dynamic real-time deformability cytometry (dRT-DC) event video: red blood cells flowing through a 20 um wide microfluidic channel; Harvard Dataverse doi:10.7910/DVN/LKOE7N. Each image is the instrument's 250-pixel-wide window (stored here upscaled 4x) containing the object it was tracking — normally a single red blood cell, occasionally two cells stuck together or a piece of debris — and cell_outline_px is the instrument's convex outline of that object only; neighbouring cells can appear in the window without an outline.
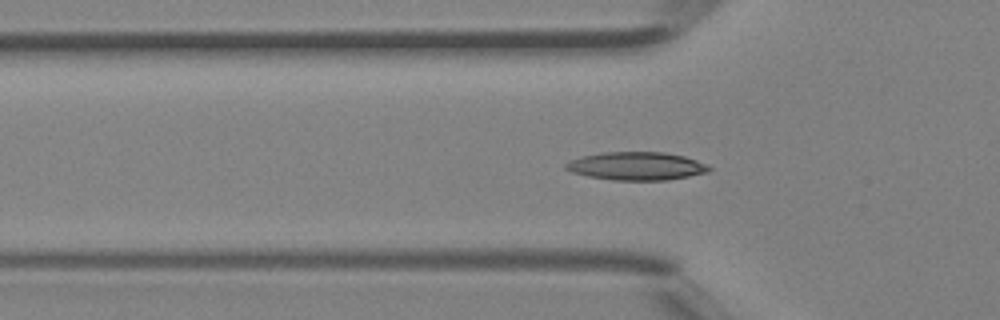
{"species": "Egyptian fruit bat (a non-hibernating species)", "species_latin": "Rousettus aegyptiacus", "temperature_condition": "room temperature", "stored_images_in_passage": 36, "segment_of_instrument_passage": [1, 2], "camera_frame_rate_fps": 3000, "um_per_image_px": 0.085, "animal": {"sex": "female"}, "frame": {"image": 1, "passage_image": 4, "time_ms": 1.0, "image_size_px": [1000, 320], "cell_outline_px": [[712, 168], [708, 172], [668, 180], [612, 180], [588, 176], [572, 172], [564, 168], [564, 164], [580, 156], [604, 152], [664, 152], [684, 156], [708, 164]], "centroid_in_image_um": [54.11, 14.11], "position_along_channel_um": 71.7, "area_um2": 23.52}}
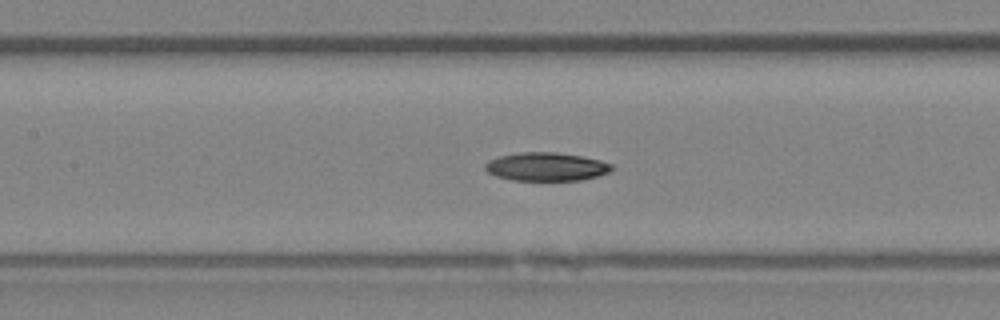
{"frame": {"image": 2, "passage_image": 10, "time_ms": 3.0, "image_size_px": [1000, 320], "cell_outline_px": [[612, 168], [608, 172], [596, 176], [580, 180], [512, 180], [496, 176], [488, 172], [484, 168], [484, 164], [488, 160], [500, 156], [520, 152], [556, 152], [580, 156], [600, 160], [612, 164]], "centroid_in_image_um": [46.39, 14.16], "position_along_channel_um": 161.0, "area_um2": 20.81}}
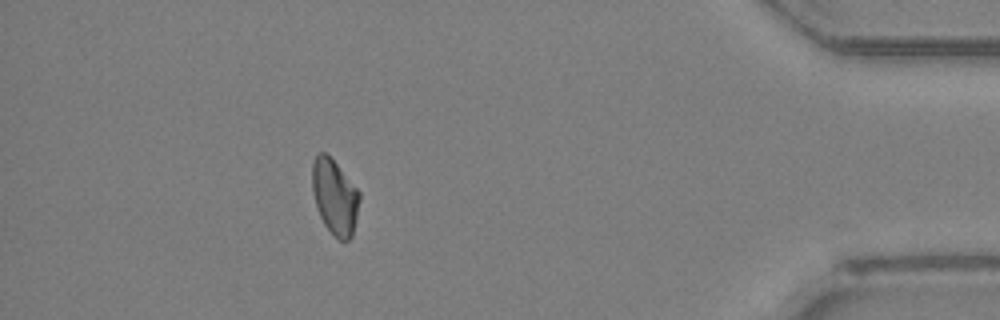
{"frame": {"image": 3, "passage_image": 30, "time_ms": 9.667, "image_size_px": [1000, 320], "cell_outline_px": [[360, 200], [352, 236], [348, 240], [340, 240], [324, 224], [316, 208], [312, 188], [312, 164], [316, 156], [320, 152], [324, 152], [336, 164], [360, 192]], "centroid_in_image_um": [28.45, 16.74], "position_along_channel_um": 406.8, "area_um2": 20.35}}